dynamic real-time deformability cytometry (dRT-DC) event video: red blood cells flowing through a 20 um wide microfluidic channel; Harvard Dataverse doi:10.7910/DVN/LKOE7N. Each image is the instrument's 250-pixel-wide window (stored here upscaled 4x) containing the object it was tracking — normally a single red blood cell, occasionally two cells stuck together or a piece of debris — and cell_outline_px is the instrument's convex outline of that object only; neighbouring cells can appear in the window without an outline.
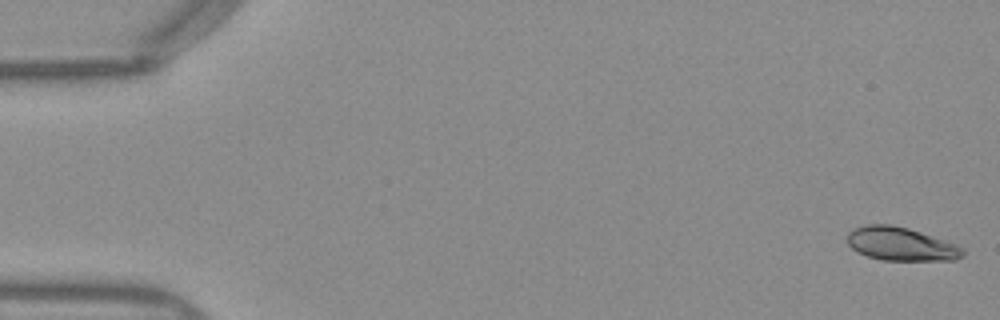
{"species": "Egyptian fruit bat (a non-hibernating species)", "species_latin": "Rousettus aegyptiacus", "temperature_condition": "warm", "stored_images_in_passage": 16, "camera_frame_rate_fps": 3000, "um_per_image_px": 0.085, "frame": {"image": 1, "passage_image": 1, "time_ms": 0.0, "image_size_px": [1000, 320], "cell_outline_px": [[964, 256], [956, 260], [880, 260], [856, 252], [848, 244], [848, 232], [856, 228], [868, 224], [892, 224], [908, 228], [956, 244], [964, 248]], "centroid_in_image_um": [76.59, 20.74], "position_along_channel_um": 8.4, "area_um2": 22.48}}
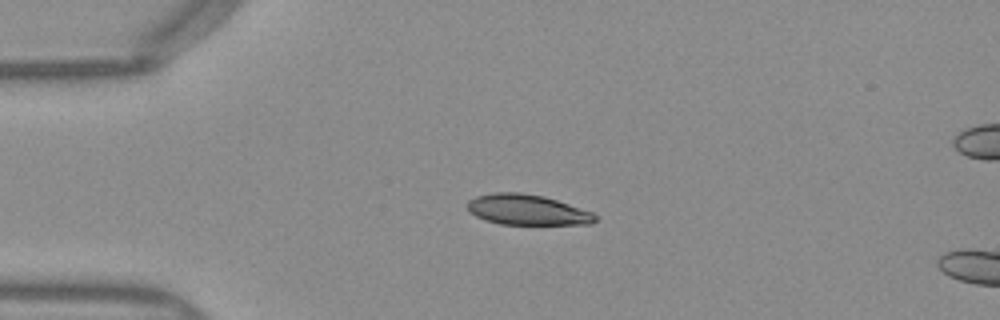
{"frame": {"image": 2, "passage_image": 12, "time_ms": 3.667, "image_size_px": [1000, 320], "cell_outline_px": [[596, 220], [592, 224], [500, 224], [484, 220], [468, 212], [468, 200], [476, 196], [496, 192], [520, 192], [544, 196], [592, 212], [596, 216]], "centroid_in_image_um": [44.77, 17.83], "position_along_channel_um": 40.2, "area_um2": 22.6}}